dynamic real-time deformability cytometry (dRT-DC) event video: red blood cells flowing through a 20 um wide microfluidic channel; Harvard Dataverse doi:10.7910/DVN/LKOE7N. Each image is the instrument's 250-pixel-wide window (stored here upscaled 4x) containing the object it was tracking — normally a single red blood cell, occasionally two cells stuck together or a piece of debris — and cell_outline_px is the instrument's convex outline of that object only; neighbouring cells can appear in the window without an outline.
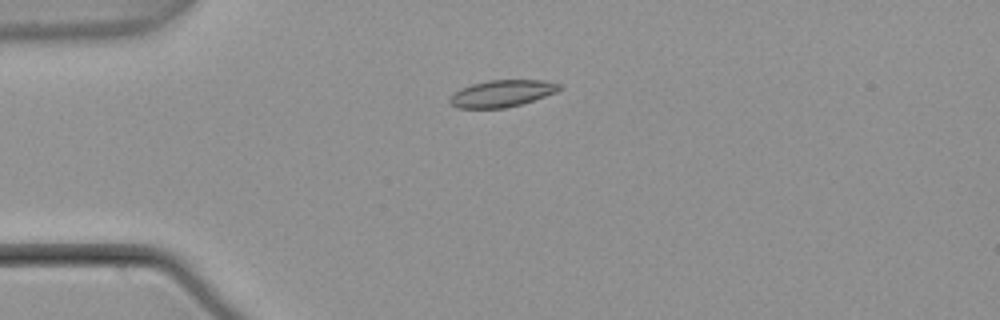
{"species": "common noctule bat (a hibernating species)", "species_latin": "Nyctalus noctula", "temperature_condition": "warm", "stored_images_in_passage": 4, "camera_frame_rate_fps": 3000, "um_per_image_px": 0.085, "animal": {"sex": "male", "body_mass_g": 21.5, "forearm_length_mm": 52.0}, "frame": {"image": 1, "passage_image": 4, "time_ms": 1.0, "image_size_px": [1000, 320], "cell_outline_px": [[564, 88], [556, 92], [520, 104], [504, 108], [456, 108], [448, 100], [460, 88], [472, 84], [488, 80], [540, 80], [560, 84]], "centroid_in_image_um": [42.66, 7.94], "position_along_channel_um": 42.3, "area_um2": 16.94}}